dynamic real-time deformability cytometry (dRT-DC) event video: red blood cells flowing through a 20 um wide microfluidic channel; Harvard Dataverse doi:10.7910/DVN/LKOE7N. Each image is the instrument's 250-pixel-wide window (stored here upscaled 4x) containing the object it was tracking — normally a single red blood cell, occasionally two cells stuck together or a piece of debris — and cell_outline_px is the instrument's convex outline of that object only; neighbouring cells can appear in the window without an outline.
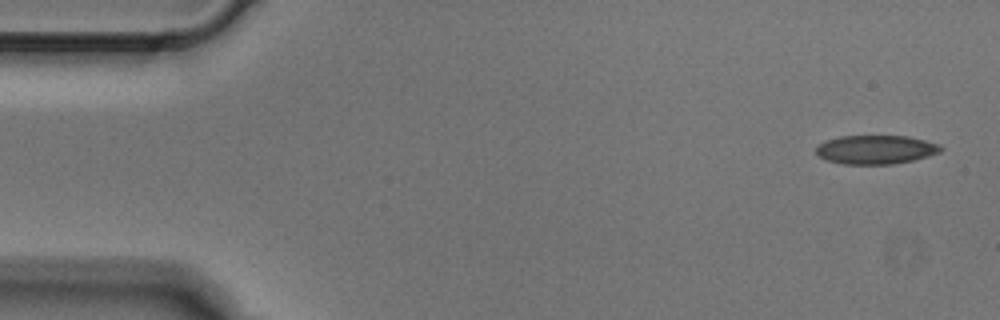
{"species": "Egyptian fruit bat (a non-hibernating species)", "species_latin": "Rousettus aegyptiacus", "temperature_condition": "cold", "stored_images_in_passage": 4, "camera_frame_rate_fps": 3000, "um_per_image_px": 0.085, "animal": {"sex": "male"}, "frame": {"image": 1, "passage_image": 1, "time_ms": 0.0, "image_size_px": [1000, 320], "cell_outline_px": [[944, 148], [940, 152], [928, 156], [912, 160], [892, 164], [844, 164], [828, 160], [820, 156], [816, 152], [816, 148], [824, 140], [840, 136], [908, 136], [940, 144]], "centroid_in_image_um": [74.46, 12.71], "position_along_channel_um": 10.5, "area_um2": 20.87}}
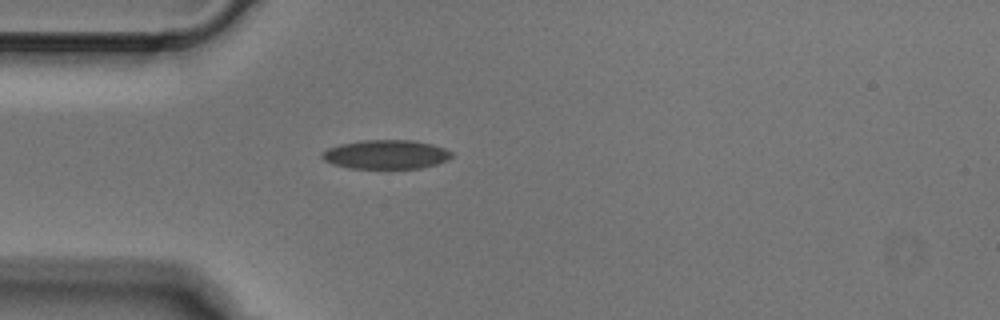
{"frame": {"image": 2, "passage_image": 4, "time_ms": 1.0, "image_size_px": [1000, 320], "cell_outline_px": [[452, 156], [448, 160], [436, 164], [420, 168], [348, 168], [332, 164], [324, 160], [320, 156], [320, 152], [328, 148], [340, 144], [360, 140], [412, 140], [432, 144], [444, 148], [452, 152]], "centroid_in_image_um": [32.78, 13.12], "position_along_channel_um": 52.2, "area_um2": 22.02}}